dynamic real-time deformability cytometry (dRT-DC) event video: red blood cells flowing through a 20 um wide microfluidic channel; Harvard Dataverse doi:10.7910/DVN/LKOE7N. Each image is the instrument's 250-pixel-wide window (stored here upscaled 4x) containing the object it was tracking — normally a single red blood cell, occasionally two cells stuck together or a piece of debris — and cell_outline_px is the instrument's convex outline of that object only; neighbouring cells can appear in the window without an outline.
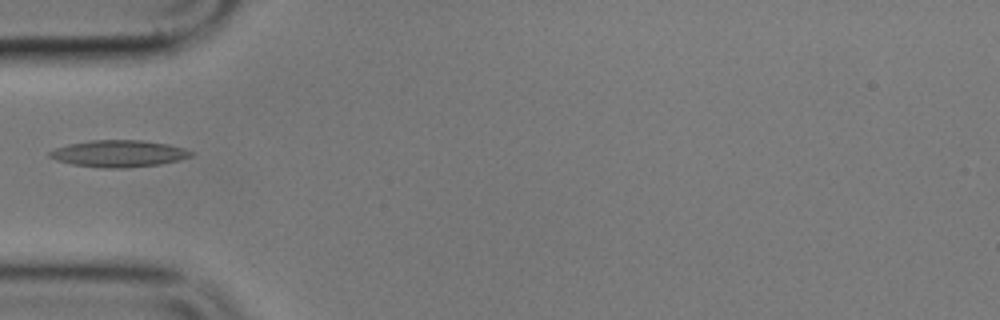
{"species": "common noctule bat (a hibernating species)", "species_latin": "Nyctalus noctula", "temperature_condition": "cold", "stored_images_in_passage": 10, "camera_frame_rate_fps": 3000, "um_per_image_px": 0.085, "animal": {"sex": "male", "body_mass_g": 17.9}, "frame": {"image": 1, "passage_image": 4, "time_ms": 6.0, "image_size_px": [1000, 320], "cell_outline_px": [[196, 152], [192, 156], [180, 160], [160, 164], [124, 168], [100, 168], [72, 164], [56, 160], [48, 156], [48, 152], [56, 148], [68, 144], [92, 140], [140, 140], [168, 144], [184, 148]], "centroid_in_image_um": [10.11, 13.06], "position_along_channel_um": 74.9, "area_um2": 22.2}}
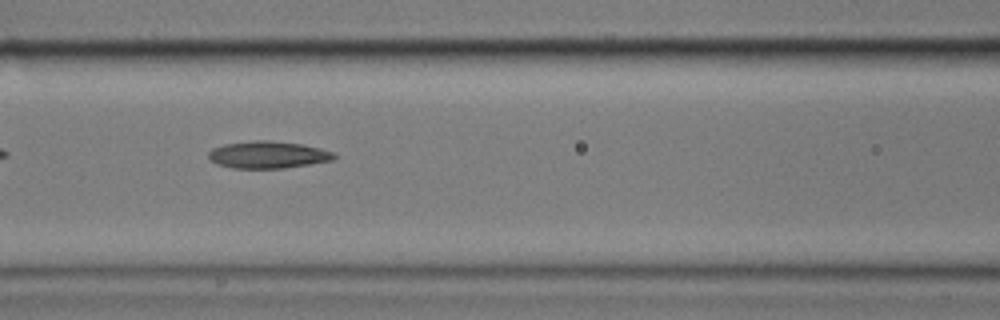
{"frame": {"image": 2, "passage_image": 6, "time_ms": 8.0, "image_size_px": [1000, 320], "cell_outline_px": [[336, 156], [332, 160], [284, 168], [232, 168], [216, 164], [208, 156], [208, 152], [212, 148], [224, 144], [256, 140], [268, 140], [300, 144], [320, 148], [332, 152]], "centroid_in_image_um": [22.73, 13.15], "position_along_channel_um": 143.9, "area_um2": 19.65}}
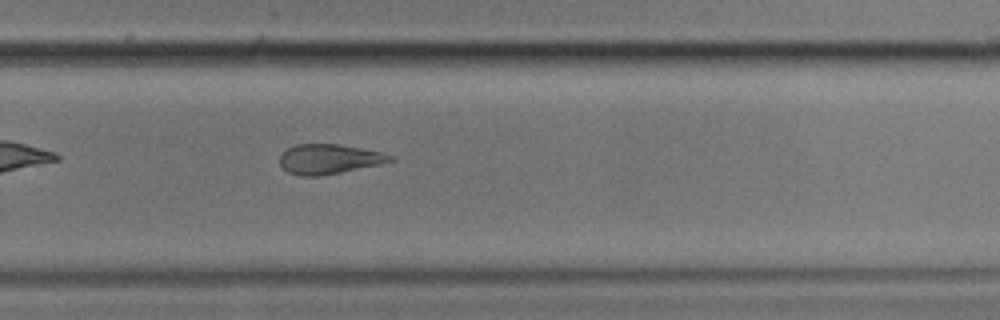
{"frame": {"image": 3, "passage_image": 10, "time_ms": 12.667, "image_size_px": [1000, 320], "cell_outline_px": [[396, 160], [380, 164], [320, 176], [300, 176], [288, 172], [280, 164], [280, 156], [288, 148], [296, 144], [340, 144], [380, 152], [392, 156]], "centroid_in_image_um": [27.96, 13.52], "position_along_channel_um": 301.8, "area_um2": 18.96}}